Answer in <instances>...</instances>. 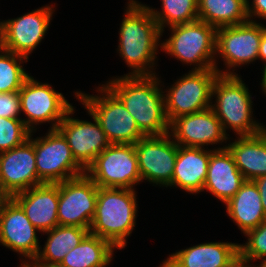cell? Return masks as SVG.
Segmentation results:
<instances>
[{
  "mask_svg": "<svg viewBox=\"0 0 266 267\" xmlns=\"http://www.w3.org/2000/svg\"><path fill=\"white\" fill-rule=\"evenodd\" d=\"M11 199L12 196L4 189V187L0 183V213Z\"/></svg>",
  "mask_w": 266,
  "mask_h": 267,
  "instance_id": "d590c367",
  "label": "cell"
},
{
  "mask_svg": "<svg viewBox=\"0 0 266 267\" xmlns=\"http://www.w3.org/2000/svg\"><path fill=\"white\" fill-rule=\"evenodd\" d=\"M226 145L245 180L266 175V128L251 136H236Z\"/></svg>",
  "mask_w": 266,
  "mask_h": 267,
  "instance_id": "603a6c76",
  "label": "cell"
},
{
  "mask_svg": "<svg viewBox=\"0 0 266 267\" xmlns=\"http://www.w3.org/2000/svg\"><path fill=\"white\" fill-rule=\"evenodd\" d=\"M254 183L257 185L261 196V203L266 215V175L255 178Z\"/></svg>",
  "mask_w": 266,
  "mask_h": 267,
  "instance_id": "836d02e7",
  "label": "cell"
},
{
  "mask_svg": "<svg viewBox=\"0 0 266 267\" xmlns=\"http://www.w3.org/2000/svg\"><path fill=\"white\" fill-rule=\"evenodd\" d=\"M251 263L248 262V267H266V263H260L259 266L253 265Z\"/></svg>",
  "mask_w": 266,
  "mask_h": 267,
  "instance_id": "b9f144b4",
  "label": "cell"
},
{
  "mask_svg": "<svg viewBox=\"0 0 266 267\" xmlns=\"http://www.w3.org/2000/svg\"><path fill=\"white\" fill-rule=\"evenodd\" d=\"M225 205L228 216L238 225L241 233L246 234L266 220L261 196L253 180H246Z\"/></svg>",
  "mask_w": 266,
  "mask_h": 267,
  "instance_id": "cb8c5ba5",
  "label": "cell"
},
{
  "mask_svg": "<svg viewBox=\"0 0 266 267\" xmlns=\"http://www.w3.org/2000/svg\"><path fill=\"white\" fill-rule=\"evenodd\" d=\"M19 95L21 112L26 114L25 117L27 116L22 121L33 133L37 125L46 122H52L50 130L57 129L72 107L62 93L55 91L49 83H41L32 76L26 79L19 90Z\"/></svg>",
  "mask_w": 266,
  "mask_h": 267,
  "instance_id": "8fae6325",
  "label": "cell"
},
{
  "mask_svg": "<svg viewBox=\"0 0 266 267\" xmlns=\"http://www.w3.org/2000/svg\"><path fill=\"white\" fill-rule=\"evenodd\" d=\"M44 267H66V266L62 265L61 263H57V264L46 265Z\"/></svg>",
  "mask_w": 266,
  "mask_h": 267,
  "instance_id": "60d3db41",
  "label": "cell"
},
{
  "mask_svg": "<svg viewBox=\"0 0 266 267\" xmlns=\"http://www.w3.org/2000/svg\"><path fill=\"white\" fill-rule=\"evenodd\" d=\"M30 222L40 231L52 230L59 225L57 218L59 183H44L12 196Z\"/></svg>",
  "mask_w": 266,
  "mask_h": 267,
  "instance_id": "d6986e66",
  "label": "cell"
},
{
  "mask_svg": "<svg viewBox=\"0 0 266 267\" xmlns=\"http://www.w3.org/2000/svg\"><path fill=\"white\" fill-rule=\"evenodd\" d=\"M32 133L21 145L0 153V183L11 196L44 184L37 175Z\"/></svg>",
  "mask_w": 266,
  "mask_h": 267,
  "instance_id": "e0dca14e",
  "label": "cell"
},
{
  "mask_svg": "<svg viewBox=\"0 0 266 267\" xmlns=\"http://www.w3.org/2000/svg\"><path fill=\"white\" fill-rule=\"evenodd\" d=\"M21 101L19 91L0 93V117L20 118Z\"/></svg>",
  "mask_w": 266,
  "mask_h": 267,
  "instance_id": "1f68e13d",
  "label": "cell"
},
{
  "mask_svg": "<svg viewBox=\"0 0 266 267\" xmlns=\"http://www.w3.org/2000/svg\"><path fill=\"white\" fill-rule=\"evenodd\" d=\"M97 89L100 95L76 91L75 96L96 118L110 144H135L145 137L122 101L105 84Z\"/></svg>",
  "mask_w": 266,
  "mask_h": 267,
  "instance_id": "8992f818",
  "label": "cell"
},
{
  "mask_svg": "<svg viewBox=\"0 0 266 267\" xmlns=\"http://www.w3.org/2000/svg\"><path fill=\"white\" fill-rule=\"evenodd\" d=\"M198 20L216 28L244 23L247 0H198Z\"/></svg>",
  "mask_w": 266,
  "mask_h": 267,
  "instance_id": "4316f807",
  "label": "cell"
},
{
  "mask_svg": "<svg viewBox=\"0 0 266 267\" xmlns=\"http://www.w3.org/2000/svg\"><path fill=\"white\" fill-rule=\"evenodd\" d=\"M239 75H218L212 88L211 109L215 112L223 129H232L238 136H251L266 127L254 120L252 95Z\"/></svg>",
  "mask_w": 266,
  "mask_h": 267,
  "instance_id": "277c9868",
  "label": "cell"
},
{
  "mask_svg": "<svg viewBox=\"0 0 266 267\" xmlns=\"http://www.w3.org/2000/svg\"><path fill=\"white\" fill-rule=\"evenodd\" d=\"M119 31V56L132 70L126 76H153L163 36L146 4L129 0ZM154 70V71H153Z\"/></svg>",
  "mask_w": 266,
  "mask_h": 267,
  "instance_id": "6da1fadb",
  "label": "cell"
},
{
  "mask_svg": "<svg viewBox=\"0 0 266 267\" xmlns=\"http://www.w3.org/2000/svg\"><path fill=\"white\" fill-rule=\"evenodd\" d=\"M245 235L248 241L239 244V257L247 262L260 260V263H266V220Z\"/></svg>",
  "mask_w": 266,
  "mask_h": 267,
  "instance_id": "4dcf8cb0",
  "label": "cell"
},
{
  "mask_svg": "<svg viewBox=\"0 0 266 267\" xmlns=\"http://www.w3.org/2000/svg\"><path fill=\"white\" fill-rule=\"evenodd\" d=\"M160 11L149 7L161 34L164 27L190 23L198 20V0H161Z\"/></svg>",
  "mask_w": 266,
  "mask_h": 267,
  "instance_id": "83f0119b",
  "label": "cell"
},
{
  "mask_svg": "<svg viewBox=\"0 0 266 267\" xmlns=\"http://www.w3.org/2000/svg\"><path fill=\"white\" fill-rule=\"evenodd\" d=\"M229 267H248V262L245 260H242L240 257L233 262Z\"/></svg>",
  "mask_w": 266,
  "mask_h": 267,
  "instance_id": "8d00e7d4",
  "label": "cell"
},
{
  "mask_svg": "<svg viewBox=\"0 0 266 267\" xmlns=\"http://www.w3.org/2000/svg\"><path fill=\"white\" fill-rule=\"evenodd\" d=\"M169 130L175 143L185 147L204 148L230 140L211 108L175 118L169 124Z\"/></svg>",
  "mask_w": 266,
  "mask_h": 267,
  "instance_id": "2e32d148",
  "label": "cell"
},
{
  "mask_svg": "<svg viewBox=\"0 0 266 267\" xmlns=\"http://www.w3.org/2000/svg\"><path fill=\"white\" fill-rule=\"evenodd\" d=\"M115 249L109 241L89 233L66 254L61 264L66 267H106L112 261Z\"/></svg>",
  "mask_w": 266,
  "mask_h": 267,
  "instance_id": "484cf974",
  "label": "cell"
},
{
  "mask_svg": "<svg viewBox=\"0 0 266 267\" xmlns=\"http://www.w3.org/2000/svg\"><path fill=\"white\" fill-rule=\"evenodd\" d=\"M36 231L23 209L11 199L0 213V244L34 261L41 248Z\"/></svg>",
  "mask_w": 266,
  "mask_h": 267,
  "instance_id": "ac0fdd59",
  "label": "cell"
},
{
  "mask_svg": "<svg viewBox=\"0 0 266 267\" xmlns=\"http://www.w3.org/2000/svg\"><path fill=\"white\" fill-rule=\"evenodd\" d=\"M23 62H28L24 56L5 49L0 52V93L15 92L21 89L30 76L21 65Z\"/></svg>",
  "mask_w": 266,
  "mask_h": 267,
  "instance_id": "f1b7e54d",
  "label": "cell"
},
{
  "mask_svg": "<svg viewBox=\"0 0 266 267\" xmlns=\"http://www.w3.org/2000/svg\"><path fill=\"white\" fill-rule=\"evenodd\" d=\"M265 30L266 26L256 20L217 28L215 55L216 58L220 55L227 69L219 70V75H238L233 69L258 60L261 37Z\"/></svg>",
  "mask_w": 266,
  "mask_h": 267,
  "instance_id": "ba28073f",
  "label": "cell"
},
{
  "mask_svg": "<svg viewBox=\"0 0 266 267\" xmlns=\"http://www.w3.org/2000/svg\"><path fill=\"white\" fill-rule=\"evenodd\" d=\"M141 182L168 187L172 181L178 145L171 135L145 136L135 144Z\"/></svg>",
  "mask_w": 266,
  "mask_h": 267,
  "instance_id": "4fadbf2b",
  "label": "cell"
},
{
  "mask_svg": "<svg viewBox=\"0 0 266 267\" xmlns=\"http://www.w3.org/2000/svg\"><path fill=\"white\" fill-rule=\"evenodd\" d=\"M219 73L215 69L192 71L165 89V114L169 124L180 116L189 115L211 107L212 88Z\"/></svg>",
  "mask_w": 266,
  "mask_h": 267,
  "instance_id": "52a82bcc",
  "label": "cell"
},
{
  "mask_svg": "<svg viewBox=\"0 0 266 267\" xmlns=\"http://www.w3.org/2000/svg\"><path fill=\"white\" fill-rule=\"evenodd\" d=\"M98 186L85 173L59 183V225L90 229L95 215Z\"/></svg>",
  "mask_w": 266,
  "mask_h": 267,
  "instance_id": "7c38bea8",
  "label": "cell"
},
{
  "mask_svg": "<svg viewBox=\"0 0 266 267\" xmlns=\"http://www.w3.org/2000/svg\"><path fill=\"white\" fill-rule=\"evenodd\" d=\"M53 8V5H46L20 17L3 20L5 50L29 59L49 29Z\"/></svg>",
  "mask_w": 266,
  "mask_h": 267,
  "instance_id": "5bb4252c",
  "label": "cell"
},
{
  "mask_svg": "<svg viewBox=\"0 0 266 267\" xmlns=\"http://www.w3.org/2000/svg\"><path fill=\"white\" fill-rule=\"evenodd\" d=\"M85 173L98 187L134 189L141 182L134 144H110Z\"/></svg>",
  "mask_w": 266,
  "mask_h": 267,
  "instance_id": "9c48e42d",
  "label": "cell"
},
{
  "mask_svg": "<svg viewBox=\"0 0 266 267\" xmlns=\"http://www.w3.org/2000/svg\"><path fill=\"white\" fill-rule=\"evenodd\" d=\"M4 49L3 21H0V52Z\"/></svg>",
  "mask_w": 266,
  "mask_h": 267,
  "instance_id": "f35d334b",
  "label": "cell"
},
{
  "mask_svg": "<svg viewBox=\"0 0 266 267\" xmlns=\"http://www.w3.org/2000/svg\"><path fill=\"white\" fill-rule=\"evenodd\" d=\"M226 148V145L216 149L201 147H185L178 145V152L172 181L168 187H178L189 194L203 192V186L207 177L210 154L214 150Z\"/></svg>",
  "mask_w": 266,
  "mask_h": 267,
  "instance_id": "44dd1931",
  "label": "cell"
},
{
  "mask_svg": "<svg viewBox=\"0 0 266 267\" xmlns=\"http://www.w3.org/2000/svg\"><path fill=\"white\" fill-rule=\"evenodd\" d=\"M258 59L266 64V30L263 32L259 46Z\"/></svg>",
  "mask_w": 266,
  "mask_h": 267,
  "instance_id": "e575fe53",
  "label": "cell"
},
{
  "mask_svg": "<svg viewBox=\"0 0 266 267\" xmlns=\"http://www.w3.org/2000/svg\"><path fill=\"white\" fill-rule=\"evenodd\" d=\"M43 233H46L48 238L43 250L41 247L33 261L41 267L61 263L66 254L80 244L90 231L82 227L58 225Z\"/></svg>",
  "mask_w": 266,
  "mask_h": 267,
  "instance_id": "d4e9b609",
  "label": "cell"
},
{
  "mask_svg": "<svg viewBox=\"0 0 266 267\" xmlns=\"http://www.w3.org/2000/svg\"><path fill=\"white\" fill-rule=\"evenodd\" d=\"M33 145L37 175L43 183L56 184L85 174L57 129H49L45 137L33 138Z\"/></svg>",
  "mask_w": 266,
  "mask_h": 267,
  "instance_id": "30bf717a",
  "label": "cell"
},
{
  "mask_svg": "<svg viewBox=\"0 0 266 267\" xmlns=\"http://www.w3.org/2000/svg\"><path fill=\"white\" fill-rule=\"evenodd\" d=\"M20 267H41V266L36 265L33 261L27 262L24 260L22 261Z\"/></svg>",
  "mask_w": 266,
  "mask_h": 267,
  "instance_id": "ab89813d",
  "label": "cell"
},
{
  "mask_svg": "<svg viewBox=\"0 0 266 267\" xmlns=\"http://www.w3.org/2000/svg\"><path fill=\"white\" fill-rule=\"evenodd\" d=\"M161 80L153 76L113 77L105 84L125 105L145 136L169 133ZM160 85V86H159Z\"/></svg>",
  "mask_w": 266,
  "mask_h": 267,
  "instance_id": "7a4b0ae2",
  "label": "cell"
},
{
  "mask_svg": "<svg viewBox=\"0 0 266 267\" xmlns=\"http://www.w3.org/2000/svg\"><path fill=\"white\" fill-rule=\"evenodd\" d=\"M245 181L227 148L214 150L210 154L203 191L212 193L225 204L237 193Z\"/></svg>",
  "mask_w": 266,
  "mask_h": 267,
  "instance_id": "7402d4cb",
  "label": "cell"
},
{
  "mask_svg": "<svg viewBox=\"0 0 266 267\" xmlns=\"http://www.w3.org/2000/svg\"><path fill=\"white\" fill-rule=\"evenodd\" d=\"M74 111L72 106L57 126V130L67 140L75 160L86 170L110 145V142L96 118L89 111L88 114L92 117L93 123L70 117L75 113Z\"/></svg>",
  "mask_w": 266,
  "mask_h": 267,
  "instance_id": "9a60e30c",
  "label": "cell"
},
{
  "mask_svg": "<svg viewBox=\"0 0 266 267\" xmlns=\"http://www.w3.org/2000/svg\"><path fill=\"white\" fill-rule=\"evenodd\" d=\"M136 198L134 189L98 187L90 234L109 241L119 250L125 248L126 238L136 226Z\"/></svg>",
  "mask_w": 266,
  "mask_h": 267,
  "instance_id": "3957f363",
  "label": "cell"
},
{
  "mask_svg": "<svg viewBox=\"0 0 266 267\" xmlns=\"http://www.w3.org/2000/svg\"><path fill=\"white\" fill-rule=\"evenodd\" d=\"M30 134L22 118L0 117V153L21 145Z\"/></svg>",
  "mask_w": 266,
  "mask_h": 267,
  "instance_id": "f546056e",
  "label": "cell"
},
{
  "mask_svg": "<svg viewBox=\"0 0 266 267\" xmlns=\"http://www.w3.org/2000/svg\"><path fill=\"white\" fill-rule=\"evenodd\" d=\"M171 34L161 43L160 50L175 57L181 63L193 64L192 71L215 69L217 28L204 21L179 24L168 27Z\"/></svg>",
  "mask_w": 266,
  "mask_h": 267,
  "instance_id": "5b68a950",
  "label": "cell"
},
{
  "mask_svg": "<svg viewBox=\"0 0 266 267\" xmlns=\"http://www.w3.org/2000/svg\"><path fill=\"white\" fill-rule=\"evenodd\" d=\"M239 258V244L207 242L169 255L164 267H229Z\"/></svg>",
  "mask_w": 266,
  "mask_h": 267,
  "instance_id": "ffe728a7",
  "label": "cell"
},
{
  "mask_svg": "<svg viewBox=\"0 0 266 267\" xmlns=\"http://www.w3.org/2000/svg\"><path fill=\"white\" fill-rule=\"evenodd\" d=\"M247 15L251 21H254V16L266 20V0H253L251 4L247 0Z\"/></svg>",
  "mask_w": 266,
  "mask_h": 267,
  "instance_id": "d6a6232c",
  "label": "cell"
},
{
  "mask_svg": "<svg viewBox=\"0 0 266 267\" xmlns=\"http://www.w3.org/2000/svg\"><path fill=\"white\" fill-rule=\"evenodd\" d=\"M264 65V68H263V70H262V74L263 75H261L262 76V81H261V89H262V91L264 92V94H266V64H263Z\"/></svg>",
  "mask_w": 266,
  "mask_h": 267,
  "instance_id": "74e56055",
  "label": "cell"
}]
</instances>
